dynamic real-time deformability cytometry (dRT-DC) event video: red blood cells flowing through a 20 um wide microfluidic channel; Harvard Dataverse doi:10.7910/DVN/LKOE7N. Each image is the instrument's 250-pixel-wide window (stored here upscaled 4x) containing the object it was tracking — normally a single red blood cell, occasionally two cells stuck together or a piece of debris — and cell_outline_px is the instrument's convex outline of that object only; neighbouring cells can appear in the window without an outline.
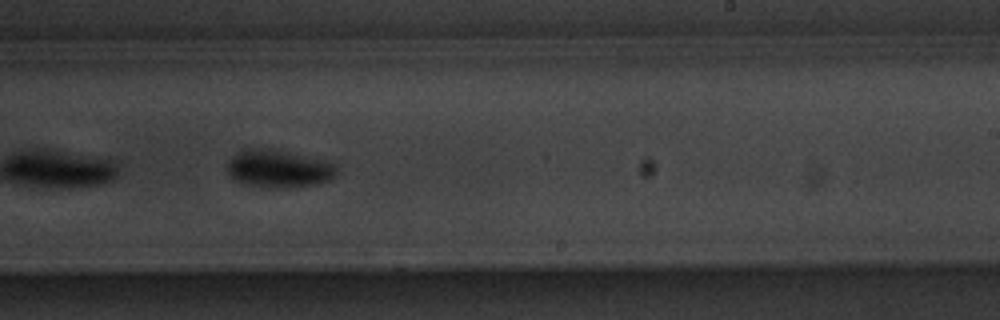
{"species": "common noctule bat (a hibernating species)", "species_latin": "Nyctalus noctula", "temperature_condition": "warm", "stored_images_in_passage": 18, "camera_frame_rate_fps": 3000, "um_per_image_px": 0.085, "animal": {"sex": "male", "body_mass_g": 20.1, "forearm_length_mm": 53.5}, "frame": {"image": 1, "passage_image": 16, "time_ms": 5.0, "image_size_px": [1000, 320], "cell_outline_px": [[336, 172], [328, 180], [316, 184], [288, 188], [268, 188], [244, 184], [232, 180], [224, 168], [228, 160], [232, 156], [244, 148], [260, 148], [328, 160], [336, 164]], "centroid_in_image_um": [23.6, 14.36], "position_along_channel_um": 265.4, "area_um2": 24.22}}